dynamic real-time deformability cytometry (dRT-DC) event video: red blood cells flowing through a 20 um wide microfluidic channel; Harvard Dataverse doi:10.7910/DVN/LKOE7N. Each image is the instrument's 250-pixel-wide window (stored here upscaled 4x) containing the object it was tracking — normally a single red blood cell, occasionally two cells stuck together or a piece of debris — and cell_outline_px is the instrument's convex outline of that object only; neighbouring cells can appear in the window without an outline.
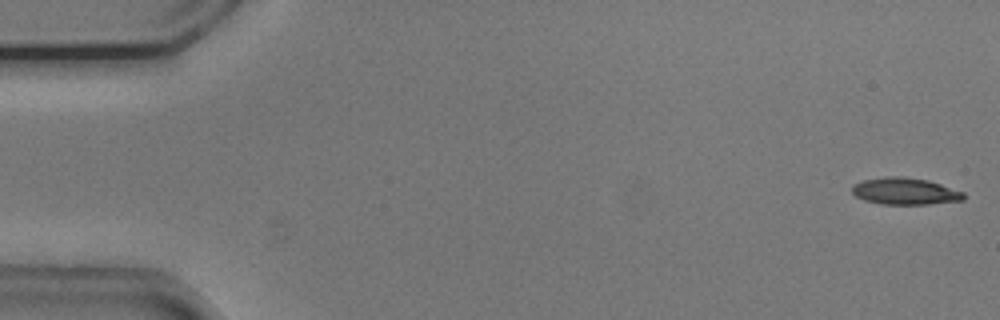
{"species": "common noctule bat (a hibernating species)", "species_latin": "Nyctalus noctula", "temperature_condition": "cold", "stored_images_in_passage": 6, "camera_frame_rate_fps": 3000, "um_per_image_px": 0.085, "animal": {"sex": "male", "body_mass_g": 20.5, "forearm_length_mm": 52.5}, "frame": {"image": 1, "passage_image": 1, "time_ms": 0.0, "image_size_px": [1000, 320], "cell_outline_px": [[964, 200], [928, 204], [880, 204], [864, 200], [856, 196], [852, 192], [852, 184], [864, 180], [884, 176], [904, 176], [928, 180], [964, 192]], "centroid_in_image_um": [76.9, 16.25], "position_along_channel_um": 8.1, "area_um2": 17.51}}